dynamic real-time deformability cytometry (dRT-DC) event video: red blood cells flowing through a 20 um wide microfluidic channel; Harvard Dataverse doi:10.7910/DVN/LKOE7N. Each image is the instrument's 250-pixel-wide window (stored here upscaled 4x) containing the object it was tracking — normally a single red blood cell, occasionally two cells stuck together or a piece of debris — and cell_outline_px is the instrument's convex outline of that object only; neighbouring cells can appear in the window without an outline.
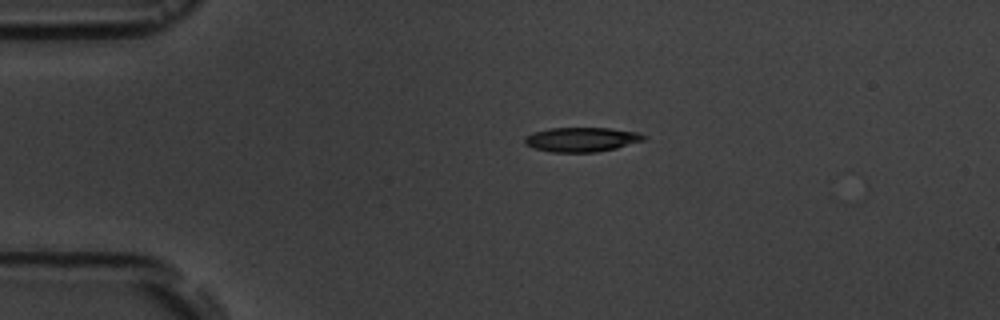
{"species": "common noctule bat (a hibernating species)", "species_latin": "Nyctalus noctula", "temperature_condition": "room temperature", "stored_images_in_passage": 2, "camera_frame_rate_fps": 3000, "um_per_image_px": 0.085, "animal": {"sex": "male", "body_mass_g": 19.5, "forearm_length_mm": 54.6}, "frame": {"image": 1, "passage_image": 1, "time_ms": 0.0, "image_size_px": [1000, 320], "cell_outline_px": [[648, 136], [644, 140], [616, 148], [596, 152], [552, 152], [532, 148], [524, 144], [524, 136], [532, 132], [548, 128], [608, 128], [640, 132]], "centroid_in_image_um": [49.41, 11.85], "position_along_channel_um": 35.6, "area_um2": 17.17}}